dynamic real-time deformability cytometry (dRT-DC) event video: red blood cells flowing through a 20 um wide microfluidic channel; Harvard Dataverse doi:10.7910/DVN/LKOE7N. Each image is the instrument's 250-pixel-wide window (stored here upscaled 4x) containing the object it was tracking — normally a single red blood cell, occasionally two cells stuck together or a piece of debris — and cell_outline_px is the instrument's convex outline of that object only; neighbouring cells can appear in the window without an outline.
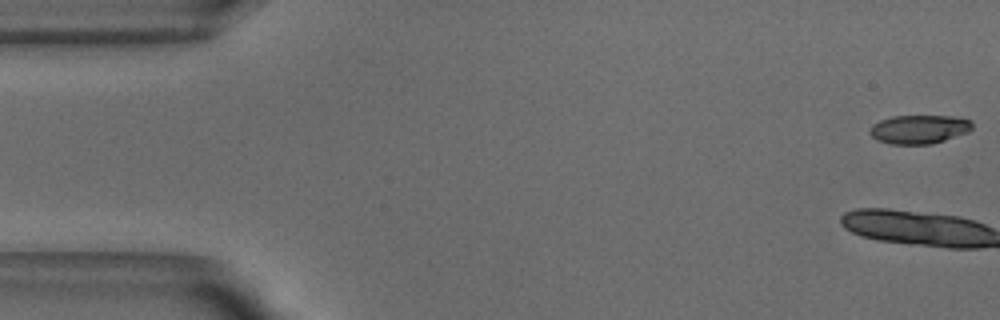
{"species": "common noctule bat (a hibernating species)", "species_latin": "Nyctalus noctula", "temperature_condition": "warm", "stored_images_in_passage": 14, "camera_frame_rate_fps": 3000, "um_per_image_px": 0.085, "animal": {"sex": "male", "body_mass_g": 18.8}, "frame": {"image": 1, "passage_image": 1, "time_ms": 0.0, "image_size_px": [1000, 320], "cell_outline_px": [[972, 128], [968, 132], [932, 144], [888, 144], [876, 140], [868, 132], [872, 124], [880, 120], [892, 116], [956, 116], [972, 120]], "centroid_in_image_um": [78.11, 10.98], "position_along_channel_um": 6.9, "area_um2": 17.34}}